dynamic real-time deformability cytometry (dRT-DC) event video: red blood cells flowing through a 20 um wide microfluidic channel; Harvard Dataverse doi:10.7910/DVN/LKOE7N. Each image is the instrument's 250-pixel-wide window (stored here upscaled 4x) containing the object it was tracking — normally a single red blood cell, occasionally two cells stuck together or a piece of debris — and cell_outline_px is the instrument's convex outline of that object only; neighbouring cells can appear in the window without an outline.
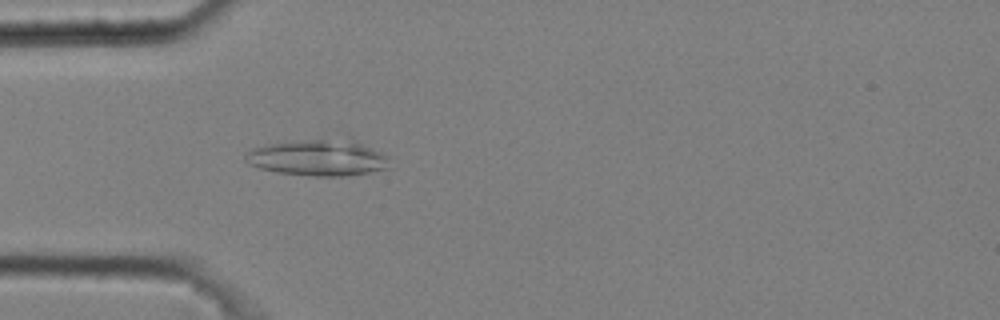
{"species": "common noctule bat (a hibernating species)", "species_latin": "Nyctalus noctula", "temperature_condition": "cold", "stored_images_in_passage": 3, "camera_frame_rate_fps": 3000, "um_per_image_px": 0.085, "animal": {"sex": "male", "body_mass_g": 20.4}, "frame": {"image": 1, "passage_image": 3, "time_ms": 0.667, "image_size_px": [1000, 320], "cell_outline_px": [[388, 168], [368, 172], [344, 176], [316, 176], [276, 172], [260, 168], [248, 164], [244, 160], [244, 156], [252, 148], [272, 144], [312, 140], [352, 140], [372, 148], [388, 156]], "centroid_in_image_um": [27.02, 13.43], "position_along_channel_um": 58.0, "area_um2": 29.59}}